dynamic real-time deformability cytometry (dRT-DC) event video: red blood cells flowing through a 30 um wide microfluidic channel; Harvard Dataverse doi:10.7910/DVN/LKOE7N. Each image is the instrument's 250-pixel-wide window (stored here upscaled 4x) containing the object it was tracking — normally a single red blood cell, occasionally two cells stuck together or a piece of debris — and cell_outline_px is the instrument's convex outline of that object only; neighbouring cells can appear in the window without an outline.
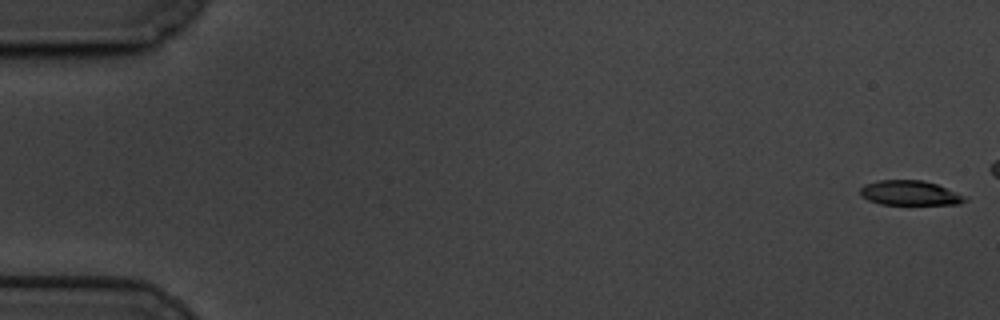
{"species": "common noctule bat (a hibernating species)", "species_latin": "Nyctalus noctula", "temperature_condition": "cold", "stored_images_in_passage": 52, "camera_frame_rate_fps": 3000, "um_per_image_px": 0.085, "animal": {"sex": "male", "body_mass_g": 19.5, "forearm_length_mm": 54.6}, "frame": {"image": 1, "passage_image": 1, "time_ms": 0.0, "image_size_px": [1000, 320], "cell_outline_px": [[968, 200], [960, 204], [880, 204], [868, 200], [860, 196], [860, 188], [864, 184], [876, 180], [924, 180], [936, 184], [968, 196]], "centroid_in_image_um": [77.34, 16.4], "position_along_channel_um": 7.7, "area_um2": 15.26}}
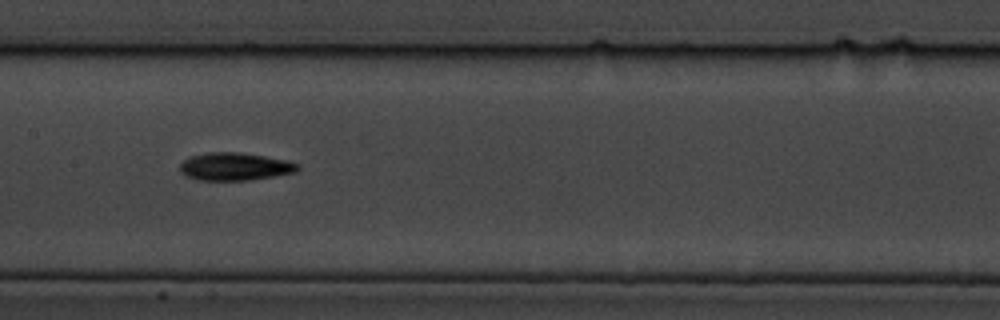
{"frame": {"image": 2, "passage_image": 30, "time_ms": 9.667, "image_size_px": [1000, 320], "cell_outline_px": [[300, 168], [296, 172], [276, 176], [252, 180], [196, 180], [184, 176], [180, 172], [180, 164], [184, 160], [192, 156], [208, 152], [240, 152], [288, 160], [300, 164]], "centroid_in_image_um": [19.98, 14.16], "position_along_channel_um": 187.4, "area_um2": 19.31}}
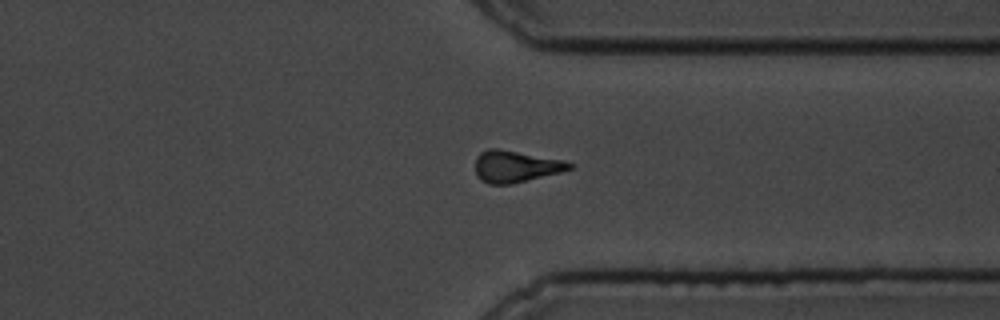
{"frame": {"image": 3, "passage_image": 46, "time_ms": 15.0, "image_size_px": [1000, 320], "cell_outline_px": [[572, 168], [560, 172], [512, 184], [488, 184], [480, 180], [476, 172], [476, 156], [480, 152], [488, 148], [496, 148], [564, 160], [572, 164]], "centroid_in_image_um": [43.79, 14.15], "position_along_channel_um": 367.6, "area_um2": 17.28}}